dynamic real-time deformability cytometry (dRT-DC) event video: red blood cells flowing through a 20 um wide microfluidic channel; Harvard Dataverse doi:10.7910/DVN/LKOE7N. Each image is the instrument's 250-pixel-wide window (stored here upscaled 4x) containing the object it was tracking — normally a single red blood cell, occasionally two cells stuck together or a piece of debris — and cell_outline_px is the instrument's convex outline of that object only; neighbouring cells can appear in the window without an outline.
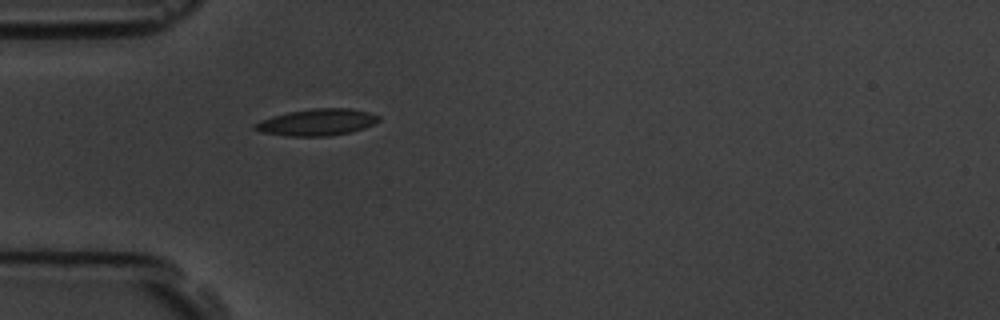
{"species": "common noctule bat (a hibernating species)", "species_latin": "Nyctalus noctula", "temperature_condition": "room temperature", "stored_images_in_passage": 1, "camera_frame_rate_fps": 3000, "um_per_image_px": 0.085, "animal": {"sex": "male", "body_mass_g": 19.5, "forearm_length_mm": 54.6}, "frame": {"image": 1, "passage_image": 1, "time_ms": 0.0, "image_size_px": [1000, 320], "cell_outline_px": [[380, 120], [364, 128], [352, 132], [328, 136], [288, 136], [264, 132], [252, 128], [252, 124], [260, 120], [272, 116], [288, 112], [312, 108], [348, 108], [368, 112], [380, 116]], "centroid_in_image_um": [26.93, 10.39], "position_along_channel_um": 58.1, "area_um2": 19.25}}